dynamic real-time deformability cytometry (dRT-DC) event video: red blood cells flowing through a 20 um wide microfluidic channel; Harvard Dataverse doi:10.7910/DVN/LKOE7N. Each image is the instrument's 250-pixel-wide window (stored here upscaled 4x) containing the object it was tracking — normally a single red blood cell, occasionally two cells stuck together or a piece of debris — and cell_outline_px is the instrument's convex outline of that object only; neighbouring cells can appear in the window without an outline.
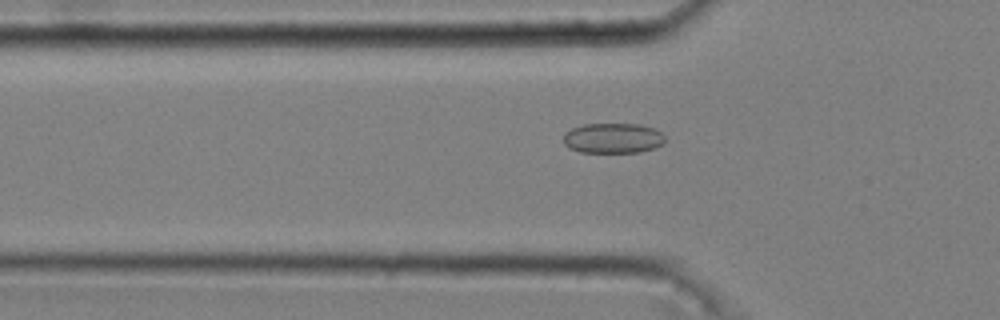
{"species": "common noctule bat (a hibernating species)", "species_latin": "Nyctalus noctula", "temperature_condition": "cold", "stored_images_in_passage": 31, "camera_frame_rate_fps": 3000, "um_per_image_px": 0.085, "animal": {"sex": "male", "body_mass_g": 20.4}, "frame": {"image": 1, "passage_image": 2, "time_ms": 0.333, "image_size_px": [1000, 320], "cell_outline_px": [[664, 144], [640, 152], [580, 152], [568, 148], [564, 144], [564, 132], [572, 128], [584, 124], [640, 124], [652, 128], [660, 132], [664, 136]], "centroid_in_image_um": [52.07, 11.74], "position_along_channel_um": 73.7, "area_um2": 17.86}}
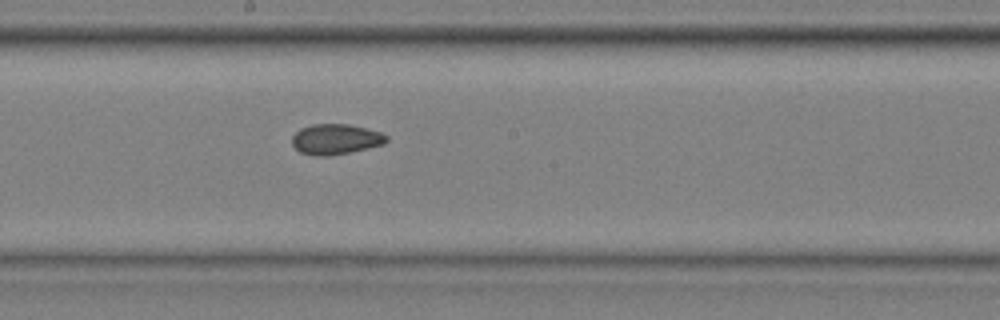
{"frame": {"image": 2, "passage_image": 14, "time_ms": 4.333, "image_size_px": [1000, 320], "cell_outline_px": [[388, 140], [384, 144], [368, 148], [328, 156], [312, 156], [300, 152], [292, 144], [292, 136], [300, 128], [312, 124], [348, 124], [380, 132], [388, 136]], "centroid_in_image_um": [28.51, 11.83], "position_along_channel_um": 219.7, "area_um2": 16.7}}
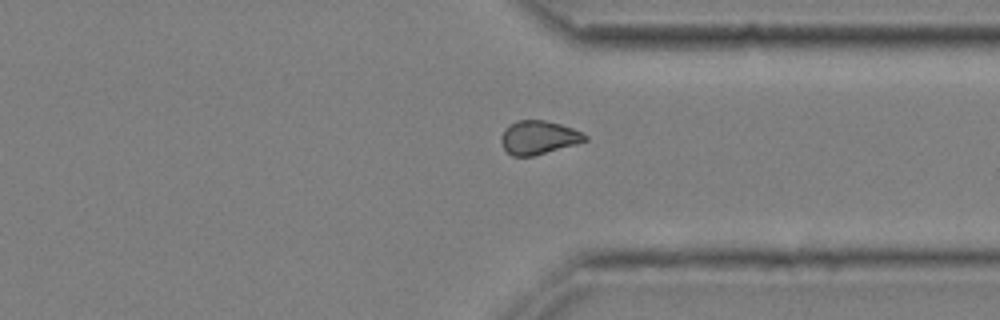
{"frame": {"image": 3, "passage_image": 26, "time_ms": 8.333, "image_size_px": [1000, 320], "cell_outline_px": [[588, 140], [576, 144], [532, 156], [512, 156], [504, 148], [500, 140], [500, 136], [504, 128], [508, 124], [516, 120], [544, 120], [560, 124], [572, 128], [588, 136]], "centroid_in_image_um": [45.74, 11.67], "position_along_channel_um": 365.7, "area_um2": 16.42}, "authors_computed_cell_mechanics": {"area_um2": 16.5308, "velocity_mm_per_s": 3.6394, "shape_relaxation_time_tau1_ms": null, "shape_relaxation_time_tau2_ms": 2.41, "deformation_change_tau1": null, "deformation_change_tau2": 0.0654}}